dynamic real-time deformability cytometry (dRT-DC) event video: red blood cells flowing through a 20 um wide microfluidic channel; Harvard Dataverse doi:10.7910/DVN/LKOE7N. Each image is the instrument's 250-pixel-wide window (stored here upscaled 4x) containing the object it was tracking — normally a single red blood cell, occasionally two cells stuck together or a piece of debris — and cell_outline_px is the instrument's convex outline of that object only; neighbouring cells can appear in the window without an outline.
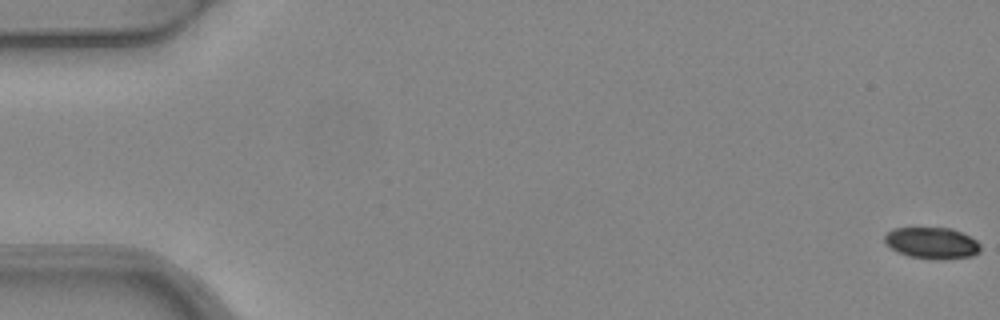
{"species": "common noctule bat (a hibernating species)", "species_latin": "Nyctalus noctula", "temperature_condition": "warm", "stored_images_in_passage": 8, "camera_frame_rate_fps": 3000, "um_per_image_px": 0.085, "animal": {"sex": "female", "body_mass_g": 24.6, "forearm_length_mm": 56.2}, "frame": {"image": 1, "passage_image": 1, "time_ms": 0.0, "image_size_px": [1000, 320], "cell_outline_px": [[980, 252], [972, 256], [936, 260], [908, 256], [892, 248], [884, 240], [884, 236], [892, 228], [952, 228], [976, 240], [980, 244]], "centroid_in_image_um": [79.23, 20.66], "position_along_channel_um": 5.8, "area_um2": 17.4}}
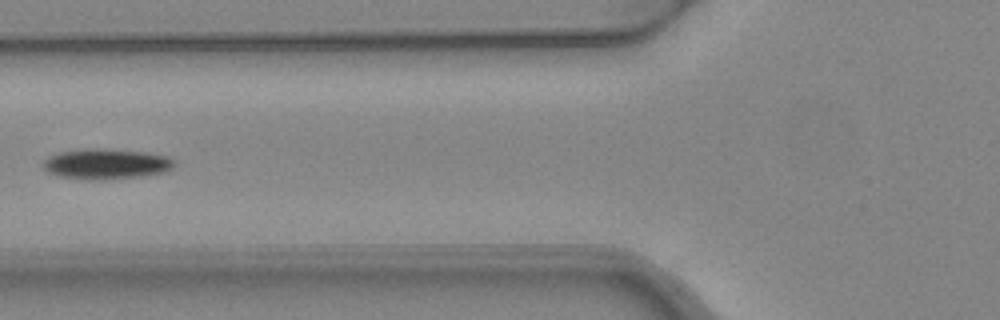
{"frame": {"image": 2, "passage_image": 7, "time_ms": 2.0, "image_size_px": [1000, 320], "cell_outline_px": [[176, 164], [168, 172], [144, 176], [108, 180], [88, 180], [60, 176], [48, 172], [40, 164], [48, 156], [60, 152], [88, 148], [108, 148], [148, 152], [168, 156], [176, 160]], "centroid_in_image_um": [9.08, 13.93], "position_along_channel_um": 116.7, "area_um2": 23.93}}
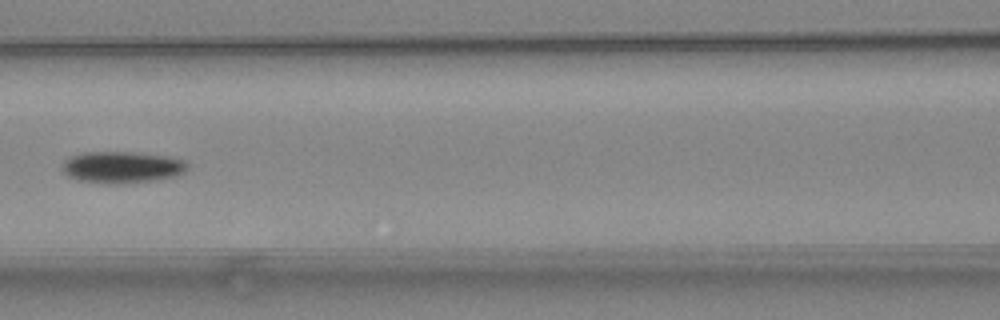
{"frame": {"image": 3, "passage_image": 8, "time_ms": 2.333, "image_size_px": [1000, 320], "cell_outline_px": [[188, 168], [184, 172], [176, 176], [152, 180], [124, 184], [104, 184], [80, 180], [68, 176], [60, 168], [64, 160], [72, 156], [84, 152], [136, 152], [168, 156], [184, 160], [188, 164]], "centroid_in_image_um": [10.36, 14.21], "position_along_channel_um": 156.2, "area_um2": 23.29}}